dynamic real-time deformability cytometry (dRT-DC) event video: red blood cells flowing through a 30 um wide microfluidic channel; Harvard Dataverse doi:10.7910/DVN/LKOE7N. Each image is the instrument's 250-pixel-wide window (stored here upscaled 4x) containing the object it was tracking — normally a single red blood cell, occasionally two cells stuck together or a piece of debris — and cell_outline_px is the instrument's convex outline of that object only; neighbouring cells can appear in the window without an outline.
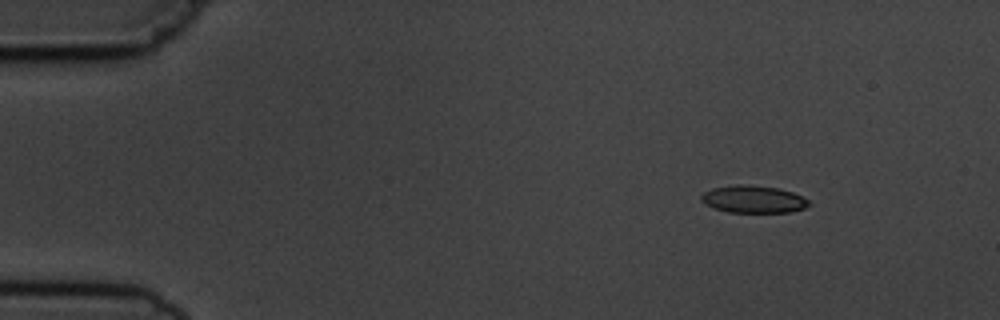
{"species": "common noctule bat (a hibernating species)", "species_latin": "Nyctalus noctula", "temperature_condition": "cold", "stored_images_in_passage": 10, "camera_frame_rate_fps": 3000, "um_per_image_px": 0.085, "animal": {"sex": "male", "body_mass_g": 19.5, "forearm_length_mm": 54.6}, "frame": {"image": 1, "passage_image": 2, "time_ms": 1.0, "image_size_px": [1000, 320], "cell_outline_px": [[812, 204], [804, 208], [792, 212], [728, 212], [716, 208], [700, 200], [700, 196], [704, 192], [712, 188], [736, 184], [744, 184], [776, 188], [792, 192], [808, 200]], "centroid_in_image_um": [64.04, 16.93], "position_along_channel_um": 21.0, "area_um2": 16.99}}
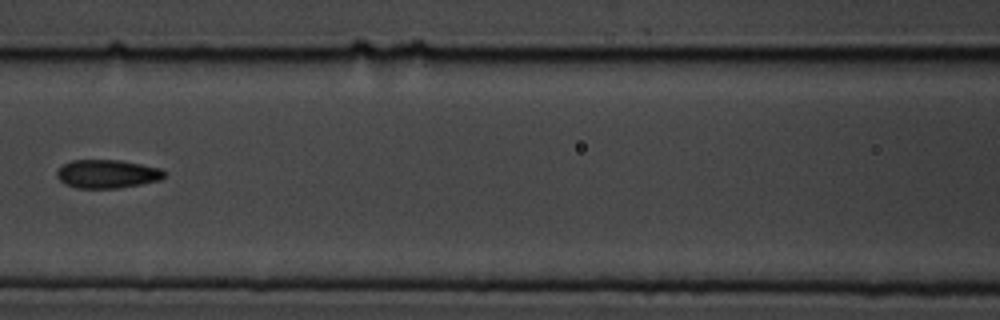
{"frame": {"image": 2, "passage_image": 7, "time_ms": 7.0, "image_size_px": [1000, 320], "cell_outline_px": [[164, 176], [160, 180], [120, 188], [76, 188], [64, 184], [56, 176], [56, 172], [64, 164], [72, 160], [120, 160], [160, 168], [164, 172]], "centroid_in_image_um": [9.08, 14.79], "position_along_channel_um": 157.5, "area_um2": 17.74}}
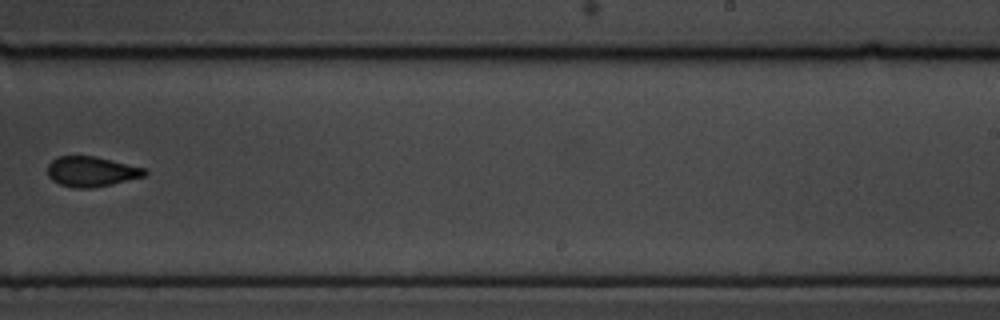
{"frame": {"image": 3, "passage_image": 10, "time_ms": 10.333, "image_size_px": [1000, 320], "cell_outline_px": [[148, 172], [144, 176], [112, 184], [92, 188], [72, 188], [60, 184], [52, 180], [48, 176], [48, 164], [52, 160], [60, 156], [96, 156], [144, 168]], "centroid_in_image_um": [7.75, 14.58], "position_along_channel_um": 281.3, "area_um2": 16.99}}